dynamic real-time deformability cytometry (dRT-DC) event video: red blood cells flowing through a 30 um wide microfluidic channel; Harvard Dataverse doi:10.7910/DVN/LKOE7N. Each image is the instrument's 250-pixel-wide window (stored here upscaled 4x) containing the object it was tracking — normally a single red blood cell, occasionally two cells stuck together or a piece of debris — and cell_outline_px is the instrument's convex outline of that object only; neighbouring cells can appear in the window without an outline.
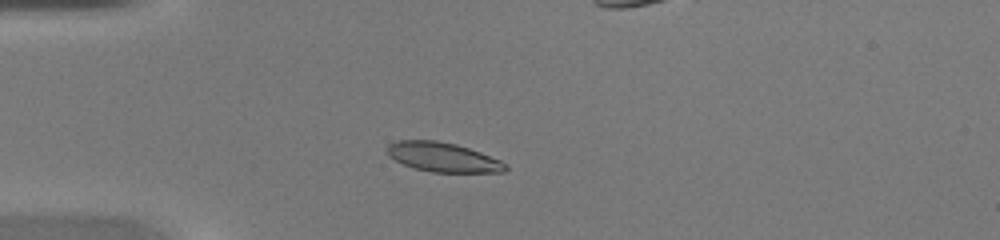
{"species": "common noctule bat (a hibernating species)", "species_latin": "Nyctalus noctula", "temperature_condition": "warm", "stored_images_in_passage": 34, "camera_frame_rate_fps": 3000, "um_per_image_px": 0.085, "animal": {"sex": "female", "body_mass_g": 20.0, "forearm_length_mm": 54.0}, "frame": {"image": 1, "passage_image": 1, "time_ms": 0.0, "image_size_px": [1000, 240], "cell_outline_px": [[508, 168], [504, 172], [432, 172], [412, 168], [388, 156], [384, 148], [388, 144], [400, 140], [436, 140], [456, 144], [480, 152], [500, 160], [508, 164]], "centroid_in_image_um": [37.62, 13.36], "position_along_channel_um": 47.4, "area_um2": 20.4}}
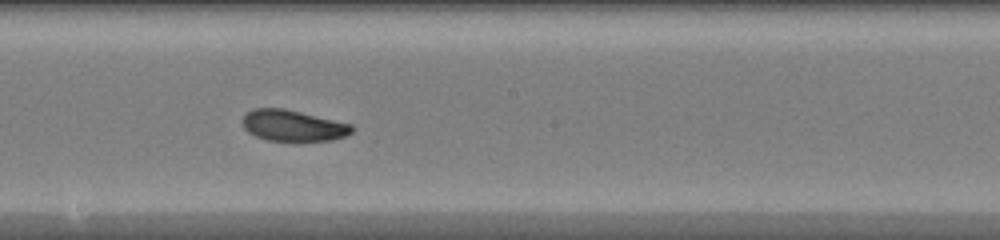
{"frame": {"image": 2, "passage_image": 14, "time_ms": 4.333, "image_size_px": [1000, 240], "cell_outline_px": [[352, 132], [344, 136], [332, 140], [268, 140], [256, 136], [248, 132], [244, 128], [240, 120], [244, 112], [252, 108], [284, 108], [352, 124]], "centroid_in_image_um": [24.83, 10.65], "position_along_channel_um": 223.4, "area_um2": 19.83}}
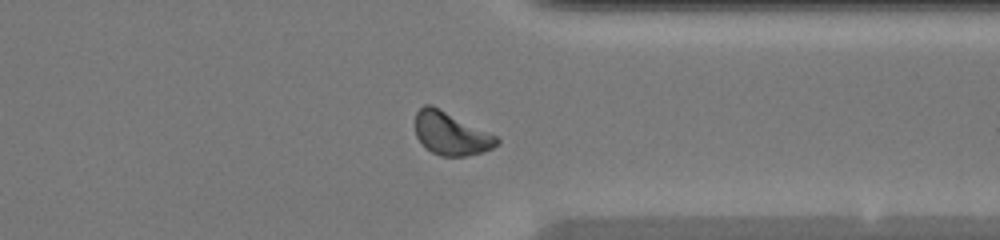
{"frame": {"image": 3, "passage_image": 24, "time_ms": 7.667, "image_size_px": [1000, 240], "cell_outline_px": [[500, 144], [492, 148], [480, 152], [464, 156], [440, 156], [424, 148], [416, 136], [416, 112], [424, 104], [432, 104], [496, 136], [500, 140]], "centroid_in_image_um": [38.3, 11.35], "position_along_channel_um": 373.1, "area_um2": 20.35}}